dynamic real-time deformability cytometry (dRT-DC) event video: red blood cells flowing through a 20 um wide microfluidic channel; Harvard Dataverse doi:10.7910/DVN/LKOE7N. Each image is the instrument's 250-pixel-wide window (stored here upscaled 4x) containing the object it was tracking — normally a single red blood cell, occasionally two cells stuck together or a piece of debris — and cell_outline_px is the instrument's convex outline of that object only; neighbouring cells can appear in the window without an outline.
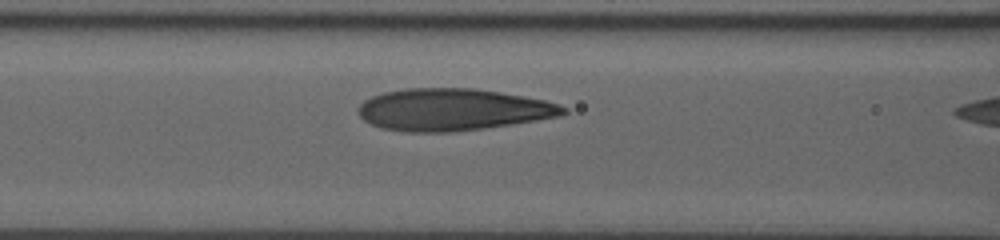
{"species": "human", "species_latin": "Homo sapiens", "temperature_condition": "room temperature", "stored_images_in_passage": 19, "camera_frame_rate_fps": 3000, "um_per_image_px": 0.085, "donor": {"sex": "male"}, "frame": {"image": 1, "passage_image": 11, "time_ms": 3.333, "image_size_px": [1000, 240], "cell_outline_px": [[568, 112], [560, 116], [512, 124], [484, 128], [452, 132], [408, 132], [380, 128], [364, 120], [360, 116], [356, 108], [364, 100], [372, 96], [384, 92], [404, 88], [472, 88], [500, 92], [524, 96], [544, 100], [560, 104], [568, 108]], "centroid_in_image_um": [38.48, 9.32], "position_along_channel_um": 128.1, "area_um2": 50.34}}
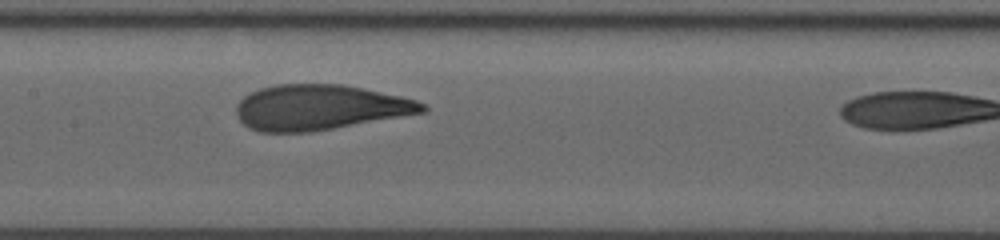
{"frame": {"image": 2, "passage_image": 15, "time_ms": 4.667, "image_size_px": [1000, 240], "cell_outline_px": [[428, 108], [424, 112], [332, 128], [308, 132], [260, 132], [248, 128], [236, 116], [236, 104], [244, 96], [260, 88], [276, 84], [340, 84], [400, 96], [416, 100], [428, 104]], "centroid_in_image_um": [27.13, 9.12], "position_along_channel_um": 180.3, "area_um2": 48.73}}
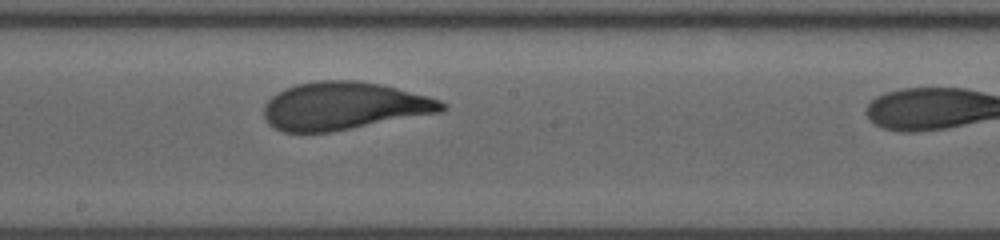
{"frame": {"image": 3, "passage_image": 18, "time_ms": 5.667, "image_size_px": [1000, 240], "cell_outline_px": [[448, 108], [440, 112], [328, 132], [284, 132], [268, 124], [264, 116], [264, 104], [272, 96], [284, 88], [296, 84], [316, 80], [356, 80], [380, 84], [428, 96], [440, 100], [448, 104]], "centroid_in_image_um": [29.21, 8.99], "position_along_channel_um": 219.0, "area_um2": 49.3}}